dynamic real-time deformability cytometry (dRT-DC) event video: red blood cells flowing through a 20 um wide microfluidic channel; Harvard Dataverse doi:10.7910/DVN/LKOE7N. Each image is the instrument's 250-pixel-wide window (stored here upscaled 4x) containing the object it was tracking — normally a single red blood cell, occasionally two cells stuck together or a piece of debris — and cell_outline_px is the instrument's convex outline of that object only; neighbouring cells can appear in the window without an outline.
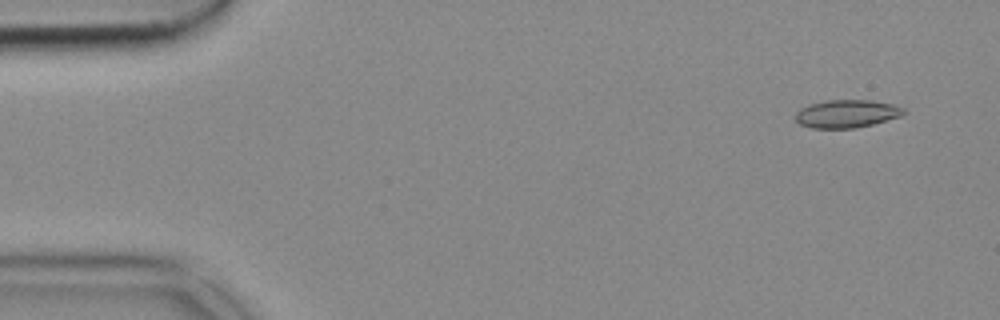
{"species": "common noctule bat (a hibernating species)", "species_latin": "Nyctalus noctula", "temperature_condition": "cold", "stored_images_in_passage": 53, "camera_frame_rate_fps": 3000, "um_per_image_px": 0.085, "animal": {"sex": "female", "body_mass_g": 18.4}, "frame": {"image": 1, "passage_image": 4, "time_ms": 1.0, "image_size_px": [1000, 320], "cell_outline_px": [[908, 112], [900, 116], [872, 124], [856, 128], [812, 128], [800, 124], [796, 120], [796, 112], [800, 108], [808, 104], [824, 100], [872, 100], [892, 104], [904, 108]], "centroid_in_image_um": [71.96, 9.66], "position_along_channel_um": 13.0, "area_um2": 17.69}}
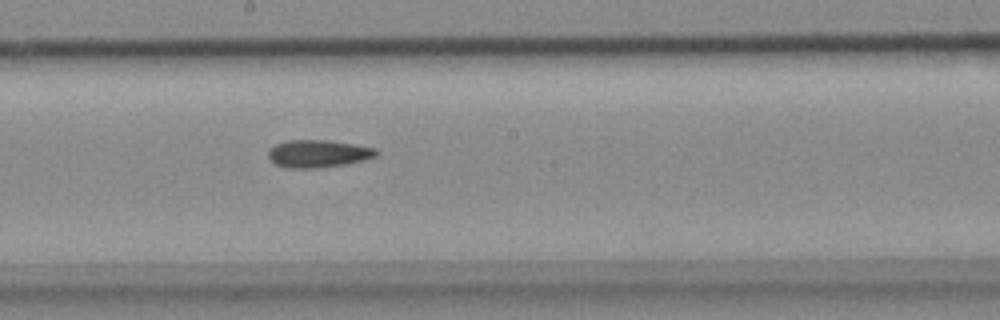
{"frame": {"image": 2, "passage_image": 29, "time_ms": 9.333, "image_size_px": [1000, 320], "cell_outline_px": [[380, 152], [376, 156], [364, 160], [344, 164], [316, 168], [284, 168], [276, 164], [268, 156], [268, 152], [276, 144], [288, 140], [324, 140], [352, 144], [376, 148]], "centroid_in_image_um": [27.05, 13.06], "position_along_channel_um": 221.1, "area_um2": 17.17}}
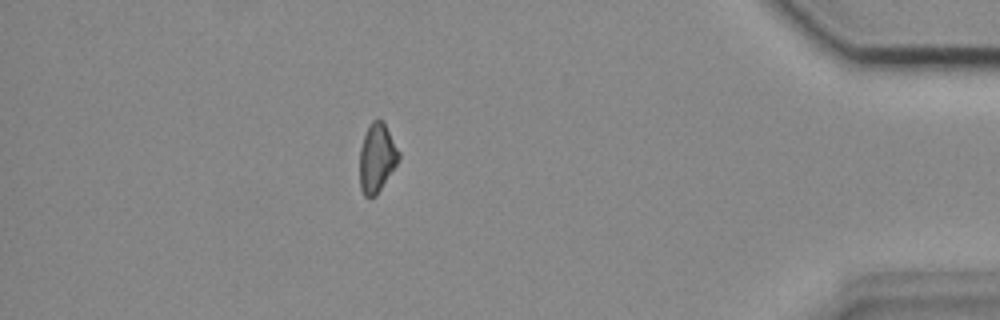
{"frame": {"image": 3, "passage_image": 47, "time_ms": 15.333, "image_size_px": [1000, 320], "cell_outline_px": [[400, 156], [396, 164], [376, 196], [368, 200], [364, 196], [360, 188], [360, 148], [368, 124], [376, 116], [384, 120], [400, 152]], "centroid_in_image_um": [32.03, 13.38], "position_along_channel_um": 403.2, "area_um2": 16.01}}